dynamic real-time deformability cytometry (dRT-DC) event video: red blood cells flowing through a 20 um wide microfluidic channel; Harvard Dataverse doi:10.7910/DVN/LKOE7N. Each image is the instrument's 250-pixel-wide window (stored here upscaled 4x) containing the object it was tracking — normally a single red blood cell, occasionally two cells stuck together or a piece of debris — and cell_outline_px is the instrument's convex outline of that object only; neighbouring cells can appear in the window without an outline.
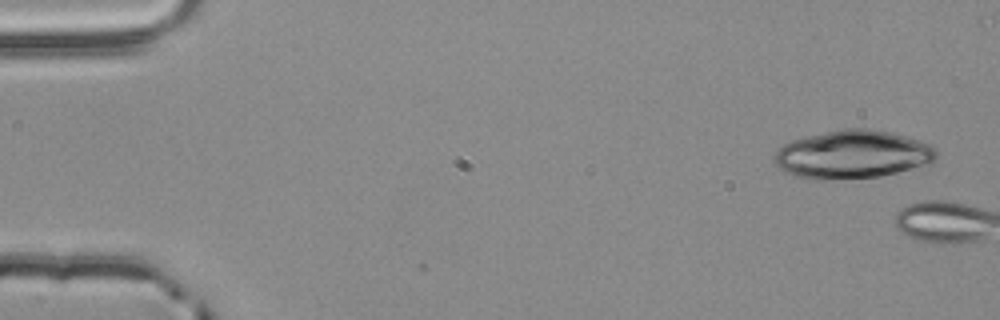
{"species": "common noctule bat (a hibernating species)", "species_latin": "Nyctalus noctula", "temperature_condition": "room temperature", "stored_images_in_passage": 2, "camera_frame_rate_fps": 3000, "um_per_image_px": 0.085, "animal": {"sex": "male", "body_mass_g": 20.4}, "frame": {"image": 1, "passage_image": 1, "time_ms": 0.0, "image_size_px": [1000, 320], "cell_outline_px": [[936, 160], [932, 164], [880, 176], [824, 180], [812, 180], [796, 176], [784, 172], [772, 160], [776, 148], [788, 140], [804, 136], [844, 128], [868, 128], [888, 132], [920, 140], [936, 148]], "centroid_in_image_um": [72.41, 13.13], "position_along_channel_um": 12.6, "area_um2": 46.12}}